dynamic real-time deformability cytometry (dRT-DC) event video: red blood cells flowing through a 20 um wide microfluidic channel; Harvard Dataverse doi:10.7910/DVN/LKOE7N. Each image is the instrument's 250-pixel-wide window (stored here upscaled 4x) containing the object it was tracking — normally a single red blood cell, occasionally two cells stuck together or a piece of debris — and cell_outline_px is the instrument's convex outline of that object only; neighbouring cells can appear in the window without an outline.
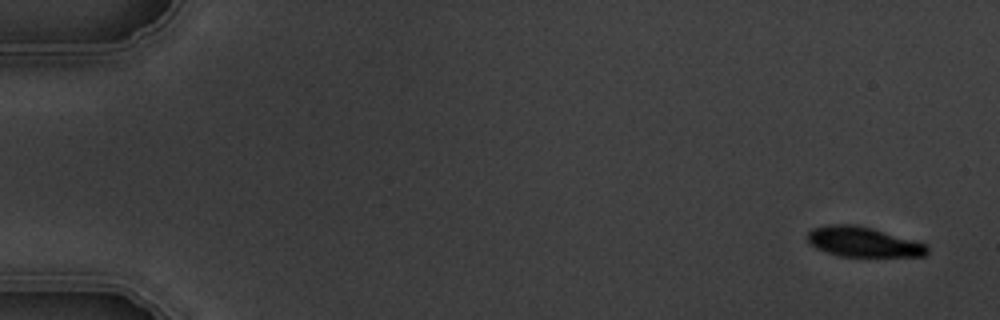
{"species": "common noctule bat (a hibernating species)", "species_latin": "Nyctalus noctula", "temperature_condition": "warm", "stored_images_in_passage": 5, "camera_frame_rate_fps": 3000, "um_per_image_px": 0.085, "animal": {"sex": "male", "body_mass_g": 19.5, "forearm_length_mm": 54.6}, "frame": {"image": 1, "passage_image": 1, "time_ms": 0.0, "image_size_px": [1000, 320], "cell_outline_px": [[928, 252], [924, 256], [840, 256], [816, 248], [808, 240], [808, 232], [812, 228], [828, 224], [856, 224], [872, 228], [924, 244], [928, 248]], "centroid_in_image_um": [73.33, 20.55], "position_along_channel_um": 11.7, "area_um2": 20.52}}
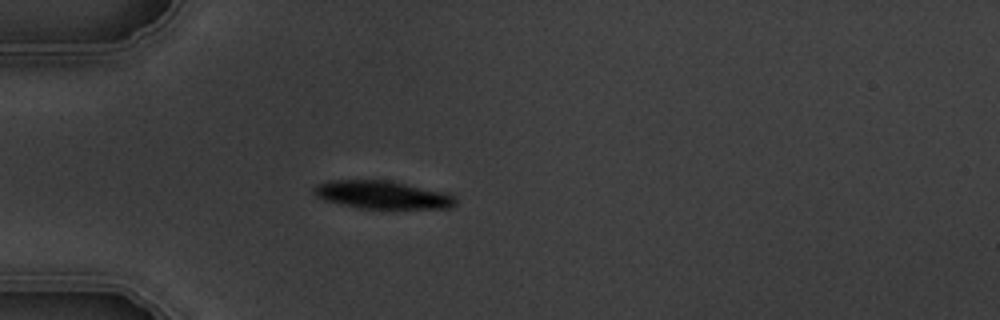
{"frame": {"image": 2, "passage_image": 5, "time_ms": 4.667, "image_size_px": [1000, 320], "cell_outline_px": [[456, 204], [452, 208], [360, 208], [324, 200], [316, 196], [312, 188], [316, 184], [332, 180], [392, 180], [448, 192], [456, 200]], "centroid_in_image_um": [32.53, 16.54], "position_along_channel_um": 52.5, "area_um2": 23.24}}